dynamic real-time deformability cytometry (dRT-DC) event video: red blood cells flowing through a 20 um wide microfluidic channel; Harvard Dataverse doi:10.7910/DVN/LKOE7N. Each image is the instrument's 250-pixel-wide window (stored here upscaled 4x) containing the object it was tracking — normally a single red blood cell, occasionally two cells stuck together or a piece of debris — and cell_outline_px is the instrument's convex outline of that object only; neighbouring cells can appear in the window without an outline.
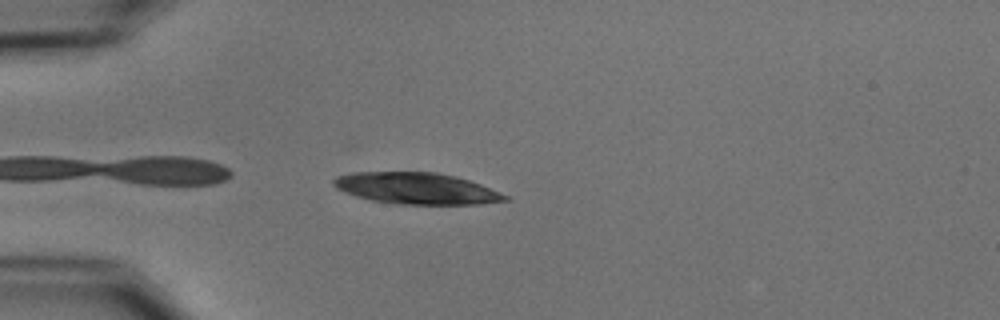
{"species": "common noctule bat (a hibernating species)", "species_latin": "Nyctalus noctula", "temperature_condition": "cold", "stored_images_in_passage": 5, "camera_frame_rate_fps": 3000, "um_per_image_px": 0.085, "animal": {"sex": "male", "body_mass_g": 15.6}, "frame": {"image": 1, "passage_image": 4, "time_ms": 3.667, "image_size_px": [1000, 320], "cell_outline_px": [[508, 200], [480, 204], [396, 204], [372, 200], [356, 196], [336, 188], [332, 184], [332, 180], [336, 176], [352, 172], [436, 172], [456, 176], [480, 184], [508, 196]], "centroid_in_image_um": [35.36, 16.01], "position_along_channel_um": 49.6, "area_um2": 31.27}}